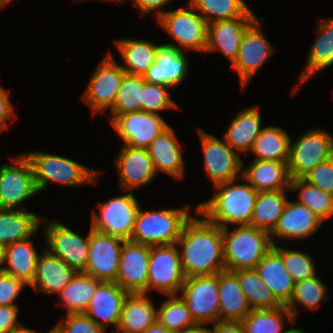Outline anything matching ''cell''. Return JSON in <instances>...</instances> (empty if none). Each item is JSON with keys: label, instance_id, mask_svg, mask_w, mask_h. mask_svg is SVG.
I'll list each match as a JSON object with an SVG mask.
<instances>
[{"label": "cell", "instance_id": "cell-1", "mask_svg": "<svg viewBox=\"0 0 333 333\" xmlns=\"http://www.w3.org/2000/svg\"><path fill=\"white\" fill-rule=\"evenodd\" d=\"M202 218L192 217L186 222L176 245L180 251L181 268L185 278L216 275L224 270V241L222 228Z\"/></svg>", "mask_w": 333, "mask_h": 333}, {"label": "cell", "instance_id": "cell-2", "mask_svg": "<svg viewBox=\"0 0 333 333\" xmlns=\"http://www.w3.org/2000/svg\"><path fill=\"white\" fill-rule=\"evenodd\" d=\"M236 179L215 185V194L197 205V211L221 228L228 224L249 225L257 194L250 184H236Z\"/></svg>", "mask_w": 333, "mask_h": 333}, {"label": "cell", "instance_id": "cell-3", "mask_svg": "<svg viewBox=\"0 0 333 333\" xmlns=\"http://www.w3.org/2000/svg\"><path fill=\"white\" fill-rule=\"evenodd\" d=\"M224 263L228 271L255 269L271 250L270 233L250 225L237 226L233 231L222 228Z\"/></svg>", "mask_w": 333, "mask_h": 333}, {"label": "cell", "instance_id": "cell-4", "mask_svg": "<svg viewBox=\"0 0 333 333\" xmlns=\"http://www.w3.org/2000/svg\"><path fill=\"white\" fill-rule=\"evenodd\" d=\"M138 209L130 241L149 245L177 244L186 222L192 217L188 206L158 211Z\"/></svg>", "mask_w": 333, "mask_h": 333}, {"label": "cell", "instance_id": "cell-5", "mask_svg": "<svg viewBox=\"0 0 333 333\" xmlns=\"http://www.w3.org/2000/svg\"><path fill=\"white\" fill-rule=\"evenodd\" d=\"M30 160L34 181L38 192L45 190L49 183H62L66 186L76 187L85 183H96L98 175L96 170L65 158L43 152H31L25 154Z\"/></svg>", "mask_w": 333, "mask_h": 333}, {"label": "cell", "instance_id": "cell-6", "mask_svg": "<svg viewBox=\"0 0 333 333\" xmlns=\"http://www.w3.org/2000/svg\"><path fill=\"white\" fill-rule=\"evenodd\" d=\"M188 4L187 7L165 11L157 21L180 47L171 43L168 45L181 51L193 49L206 52L208 23L198 12H194L195 8L190 3Z\"/></svg>", "mask_w": 333, "mask_h": 333}, {"label": "cell", "instance_id": "cell-7", "mask_svg": "<svg viewBox=\"0 0 333 333\" xmlns=\"http://www.w3.org/2000/svg\"><path fill=\"white\" fill-rule=\"evenodd\" d=\"M181 291L197 325L220 321L218 274L187 277Z\"/></svg>", "mask_w": 333, "mask_h": 333}, {"label": "cell", "instance_id": "cell-8", "mask_svg": "<svg viewBox=\"0 0 333 333\" xmlns=\"http://www.w3.org/2000/svg\"><path fill=\"white\" fill-rule=\"evenodd\" d=\"M333 157V137L326 131L311 130L290 142L288 169L291 179L303 178L309 171Z\"/></svg>", "mask_w": 333, "mask_h": 333}, {"label": "cell", "instance_id": "cell-9", "mask_svg": "<svg viewBox=\"0 0 333 333\" xmlns=\"http://www.w3.org/2000/svg\"><path fill=\"white\" fill-rule=\"evenodd\" d=\"M133 192L100 204V215L93 211L91 228L98 232L130 240L139 204Z\"/></svg>", "mask_w": 333, "mask_h": 333}, {"label": "cell", "instance_id": "cell-10", "mask_svg": "<svg viewBox=\"0 0 333 333\" xmlns=\"http://www.w3.org/2000/svg\"><path fill=\"white\" fill-rule=\"evenodd\" d=\"M184 281L178 246H151L147 292L152 288L165 296L177 295Z\"/></svg>", "mask_w": 333, "mask_h": 333}, {"label": "cell", "instance_id": "cell-11", "mask_svg": "<svg viewBox=\"0 0 333 333\" xmlns=\"http://www.w3.org/2000/svg\"><path fill=\"white\" fill-rule=\"evenodd\" d=\"M15 164L0 166V209H16L38 192L33 167L25 154L14 158Z\"/></svg>", "mask_w": 333, "mask_h": 333}, {"label": "cell", "instance_id": "cell-12", "mask_svg": "<svg viewBox=\"0 0 333 333\" xmlns=\"http://www.w3.org/2000/svg\"><path fill=\"white\" fill-rule=\"evenodd\" d=\"M198 133L203 149L205 171L214 186L235 180L242 175L243 161L224 138L219 140L202 129L198 130Z\"/></svg>", "mask_w": 333, "mask_h": 333}, {"label": "cell", "instance_id": "cell-13", "mask_svg": "<svg viewBox=\"0 0 333 333\" xmlns=\"http://www.w3.org/2000/svg\"><path fill=\"white\" fill-rule=\"evenodd\" d=\"M124 241L90 227L89 253L84 273L101 282H115Z\"/></svg>", "mask_w": 333, "mask_h": 333}, {"label": "cell", "instance_id": "cell-14", "mask_svg": "<svg viewBox=\"0 0 333 333\" xmlns=\"http://www.w3.org/2000/svg\"><path fill=\"white\" fill-rule=\"evenodd\" d=\"M125 74L110 53L100 62L82 97L93 114L112 108Z\"/></svg>", "mask_w": 333, "mask_h": 333}, {"label": "cell", "instance_id": "cell-15", "mask_svg": "<svg viewBox=\"0 0 333 333\" xmlns=\"http://www.w3.org/2000/svg\"><path fill=\"white\" fill-rule=\"evenodd\" d=\"M49 223L44 228L47 250L76 272H84L88 260L90 231L87 238H83L58 221Z\"/></svg>", "mask_w": 333, "mask_h": 333}, {"label": "cell", "instance_id": "cell-16", "mask_svg": "<svg viewBox=\"0 0 333 333\" xmlns=\"http://www.w3.org/2000/svg\"><path fill=\"white\" fill-rule=\"evenodd\" d=\"M111 125L124 141L123 145L133 148H147L169 126L159 113L145 111L119 115Z\"/></svg>", "mask_w": 333, "mask_h": 333}, {"label": "cell", "instance_id": "cell-17", "mask_svg": "<svg viewBox=\"0 0 333 333\" xmlns=\"http://www.w3.org/2000/svg\"><path fill=\"white\" fill-rule=\"evenodd\" d=\"M150 248L130 240L122 245L115 282L128 293H147Z\"/></svg>", "mask_w": 333, "mask_h": 333}, {"label": "cell", "instance_id": "cell-18", "mask_svg": "<svg viewBox=\"0 0 333 333\" xmlns=\"http://www.w3.org/2000/svg\"><path fill=\"white\" fill-rule=\"evenodd\" d=\"M260 25L259 20L256 19L246 29L236 61L232 64L238 73L242 89L274 51L266 37L263 36Z\"/></svg>", "mask_w": 333, "mask_h": 333}, {"label": "cell", "instance_id": "cell-19", "mask_svg": "<svg viewBox=\"0 0 333 333\" xmlns=\"http://www.w3.org/2000/svg\"><path fill=\"white\" fill-rule=\"evenodd\" d=\"M120 186L133 192L139 186L150 184L155 172L152 159L146 148H133L123 145L120 154L115 159ZM156 174V175H155Z\"/></svg>", "mask_w": 333, "mask_h": 333}, {"label": "cell", "instance_id": "cell-20", "mask_svg": "<svg viewBox=\"0 0 333 333\" xmlns=\"http://www.w3.org/2000/svg\"><path fill=\"white\" fill-rule=\"evenodd\" d=\"M188 59L184 51L166 44H160L157 49L156 61L143 74L146 82L177 87L184 81L188 73Z\"/></svg>", "mask_w": 333, "mask_h": 333}, {"label": "cell", "instance_id": "cell-21", "mask_svg": "<svg viewBox=\"0 0 333 333\" xmlns=\"http://www.w3.org/2000/svg\"><path fill=\"white\" fill-rule=\"evenodd\" d=\"M127 295L128 292L116 282H101L84 313L104 330L108 325H115L118 328L123 302Z\"/></svg>", "mask_w": 333, "mask_h": 333}, {"label": "cell", "instance_id": "cell-22", "mask_svg": "<svg viewBox=\"0 0 333 333\" xmlns=\"http://www.w3.org/2000/svg\"><path fill=\"white\" fill-rule=\"evenodd\" d=\"M323 220L318 217L305 205L287 201L284 211L280 216L275 228L270 233L271 242L272 236H278L287 239H303L313 235L316 230L322 225Z\"/></svg>", "mask_w": 333, "mask_h": 333}, {"label": "cell", "instance_id": "cell-23", "mask_svg": "<svg viewBox=\"0 0 333 333\" xmlns=\"http://www.w3.org/2000/svg\"><path fill=\"white\" fill-rule=\"evenodd\" d=\"M257 18H235L208 24L206 52L219 50L233 64L246 29Z\"/></svg>", "mask_w": 333, "mask_h": 333}, {"label": "cell", "instance_id": "cell-24", "mask_svg": "<svg viewBox=\"0 0 333 333\" xmlns=\"http://www.w3.org/2000/svg\"><path fill=\"white\" fill-rule=\"evenodd\" d=\"M146 149L156 173L162 171L176 179L183 178V154L179 141L170 126L162 131Z\"/></svg>", "mask_w": 333, "mask_h": 333}, {"label": "cell", "instance_id": "cell-25", "mask_svg": "<svg viewBox=\"0 0 333 333\" xmlns=\"http://www.w3.org/2000/svg\"><path fill=\"white\" fill-rule=\"evenodd\" d=\"M38 256L36 271L32 282L28 285L38 292L59 294L77 273L60 258L44 249Z\"/></svg>", "mask_w": 333, "mask_h": 333}, {"label": "cell", "instance_id": "cell-26", "mask_svg": "<svg viewBox=\"0 0 333 333\" xmlns=\"http://www.w3.org/2000/svg\"><path fill=\"white\" fill-rule=\"evenodd\" d=\"M287 163L253 159L240 177L258 192L290 189L292 179Z\"/></svg>", "mask_w": 333, "mask_h": 333}, {"label": "cell", "instance_id": "cell-27", "mask_svg": "<svg viewBox=\"0 0 333 333\" xmlns=\"http://www.w3.org/2000/svg\"><path fill=\"white\" fill-rule=\"evenodd\" d=\"M255 270L277 301L286 306L292 297L295 281L286 270L281 255L272 247Z\"/></svg>", "mask_w": 333, "mask_h": 333}, {"label": "cell", "instance_id": "cell-28", "mask_svg": "<svg viewBox=\"0 0 333 333\" xmlns=\"http://www.w3.org/2000/svg\"><path fill=\"white\" fill-rule=\"evenodd\" d=\"M218 291L220 321L241 322L252 311L233 271L218 273Z\"/></svg>", "mask_w": 333, "mask_h": 333}, {"label": "cell", "instance_id": "cell-29", "mask_svg": "<svg viewBox=\"0 0 333 333\" xmlns=\"http://www.w3.org/2000/svg\"><path fill=\"white\" fill-rule=\"evenodd\" d=\"M157 321V309L146 293H128L116 328L120 333H143Z\"/></svg>", "mask_w": 333, "mask_h": 333}, {"label": "cell", "instance_id": "cell-30", "mask_svg": "<svg viewBox=\"0 0 333 333\" xmlns=\"http://www.w3.org/2000/svg\"><path fill=\"white\" fill-rule=\"evenodd\" d=\"M261 120L258 106L242 110L230 122L223 138L238 154H246L251 151L256 137L264 129L261 128Z\"/></svg>", "mask_w": 333, "mask_h": 333}, {"label": "cell", "instance_id": "cell-31", "mask_svg": "<svg viewBox=\"0 0 333 333\" xmlns=\"http://www.w3.org/2000/svg\"><path fill=\"white\" fill-rule=\"evenodd\" d=\"M43 220L26 208L0 209V244L7 246L31 238Z\"/></svg>", "mask_w": 333, "mask_h": 333}, {"label": "cell", "instance_id": "cell-32", "mask_svg": "<svg viewBox=\"0 0 333 333\" xmlns=\"http://www.w3.org/2000/svg\"><path fill=\"white\" fill-rule=\"evenodd\" d=\"M319 22L317 39L309 50L307 65L299 77L298 85L292 89V94L296 93L299 85L310 76L333 64V18Z\"/></svg>", "mask_w": 333, "mask_h": 333}, {"label": "cell", "instance_id": "cell-33", "mask_svg": "<svg viewBox=\"0 0 333 333\" xmlns=\"http://www.w3.org/2000/svg\"><path fill=\"white\" fill-rule=\"evenodd\" d=\"M115 42L121 58L126 64L120 66L127 74L143 76L156 61L159 45L155 43L126 38Z\"/></svg>", "mask_w": 333, "mask_h": 333}, {"label": "cell", "instance_id": "cell-34", "mask_svg": "<svg viewBox=\"0 0 333 333\" xmlns=\"http://www.w3.org/2000/svg\"><path fill=\"white\" fill-rule=\"evenodd\" d=\"M38 256L30 238L9 244L5 246L4 254V262L9 267L3 266L2 271L29 285L35 275Z\"/></svg>", "mask_w": 333, "mask_h": 333}, {"label": "cell", "instance_id": "cell-35", "mask_svg": "<svg viewBox=\"0 0 333 333\" xmlns=\"http://www.w3.org/2000/svg\"><path fill=\"white\" fill-rule=\"evenodd\" d=\"M285 190L290 189L258 192L249 225L271 233L288 201L285 197Z\"/></svg>", "mask_w": 333, "mask_h": 333}, {"label": "cell", "instance_id": "cell-36", "mask_svg": "<svg viewBox=\"0 0 333 333\" xmlns=\"http://www.w3.org/2000/svg\"><path fill=\"white\" fill-rule=\"evenodd\" d=\"M291 139L288 133L278 126H267L256 137L251 152L254 160L288 162Z\"/></svg>", "mask_w": 333, "mask_h": 333}, {"label": "cell", "instance_id": "cell-37", "mask_svg": "<svg viewBox=\"0 0 333 333\" xmlns=\"http://www.w3.org/2000/svg\"><path fill=\"white\" fill-rule=\"evenodd\" d=\"M101 283L91 275L77 272L70 283L58 294L63 300L67 314L84 313L95 294L97 286Z\"/></svg>", "mask_w": 333, "mask_h": 333}, {"label": "cell", "instance_id": "cell-38", "mask_svg": "<svg viewBox=\"0 0 333 333\" xmlns=\"http://www.w3.org/2000/svg\"><path fill=\"white\" fill-rule=\"evenodd\" d=\"M190 4L208 24L235 18H256L245 0H192Z\"/></svg>", "mask_w": 333, "mask_h": 333}, {"label": "cell", "instance_id": "cell-39", "mask_svg": "<svg viewBox=\"0 0 333 333\" xmlns=\"http://www.w3.org/2000/svg\"><path fill=\"white\" fill-rule=\"evenodd\" d=\"M283 314L291 326L296 323L292 313L283 305L274 309L252 310L241 321L244 333H285Z\"/></svg>", "mask_w": 333, "mask_h": 333}, {"label": "cell", "instance_id": "cell-40", "mask_svg": "<svg viewBox=\"0 0 333 333\" xmlns=\"http://www.w3.org/2000/svg\"><path fill=\"white\" fill-rule=\"evenodd\" d=\"M252 310L274 309L282 306L255 269L234 272Z\"/></svg>", "mask_w": 333, "mask_h": 333}, {"label": "cell", "instance_id": "cell-41", "mask_svg": "<svg viewBox=\"0 0 333 333\" xmlns=\"http://www.w3.org/2000/svg\"><path fill=\"white\" fill-rule=\"evenodd\" d=\"M145 80L141 75L125 74L111 108V122L119 115L142 111V88Z\"/></svg>", "mask_w": 333, "mask_h": 333}, {"label": "cell", "instance_id": "cell-42", "mask_svg": "<svg viewBox=\"0 0 333 333\" xmlns=\"http://www.w3.org/2000/svg\"><path fill=\"white\" fill-rule=\"evenodd\" d=\"M157 309V321L170 333L188 330L197 326L186 303L177 295H169Z\"/></svg>", "mask_w": 333, "mask_h": 333}, {"label": "cell", "instance_id": "cell-43", "mask_svg": "<svg viewBox=\"0 0 333 333\" xmlns=\"http://www.w3.org/2000/svg\"><path fill=\"white\" fill-rule=\"evenodd\" d=\"M290 190L299 191L298 203L305 205L323 221L333 215V195L324 192L303 178L292 179Z\"/></svg>", "mask_w": 333, "mask_h": 333}, {"label": "cell", "instance_id": "cell-44", "mask_svg": "<svg viewBox=\"0 0 333 333\" xmlns=\"http://www.w3.org/2000/svg\"><path fill=\"white\" fill-rule=\"evenodd\" d=\"M326 292V286L318 276L296 282L292 297L286 307L296 320L298 314L296 303L314 310L323 300L327 299Z\"/></svg>", "mask_w": 333, "mask_h": 333}, {"label": "cell", "instance_id": "cell-45", "mask_svg": "<svg viewBox=\"0 0 333 333\" xmlns=\"http://www.w3.org/2000/svg\"><path fill=\"white\" fill-rule=\"evenodd\" d=\"M273 248L281 255L284 266L295 283L317 275L310 255L301 251L285 249L276 244L273 245Z\"/></svg>", "mask_w": 333, "mask_h": 333}, {"label": "cell", "instance_id": "cell-46", "mask_svg": "<svg viewBox=\"0 0 333 333\" xmlns=\"http://www.w3.org/2000/svg\"><path fill=\"white\" fill-rule=\"evenodd\" d=\"M167 86L145 81L142 88V111L158 113L167 109H177L178 105L170 98Z\"/></svg>", "mask_w": 333, "mask_h": 333}, {"label": "cell", "instance_id": "cell-47", "mask_svg": "<svg viewBox=\"0 0 333 333\" xmlns=\"http://www.w3.org/2000/svg\"><path fill=\"white\" fill-rule=\"evenodd\" d=\"M59 323L55 327L61 333H105V330L85 313L67 314L66 319L62 318Z\"/></svg>", "mask_w": 333, "mask_h": 333}, {"label": "cell", "instance_id": "cell-48", "mask_svg": "<svg viewBox=\"0 0 333 333\" xmlns=\"http://www.w3.org/2000/svg\"><path fill=\"white\" fill-rule=\"evenodd\" d=\"M303 179L324 192L333 195V157L319 163Z\"/></svg>", "mask_w": 333, "mask_h": 333}, {"label": "cell", "instance_id": "cell-49", "mask_svg": "<svg viewBox=\"0 0 333 333\" xmlns=\"http://www.w3.org/2000/svg\"><path fill=\"white\" fill-rule=\"evenodd\" d=\"M26 285L25 281L0 271V305L17 306L13 301Z\"/></svg>", "mask_w": 333, "mask_h": 333}, {"label": "cell", "instance_id": "cell-50", "mask_svg": "<svg viewBox=\"0 0 333 333\" xmlns=\"http://www.w3.org/2000/svg\"><path fill=\"white\" fill-rule=\"evenodd\" d=\"M17 317L18 306L0 305V333H11L21 327Z\"/></svg>", "mask_w": 333, "mask_h": 333}, {"label": "cell", "instance_id": "cell-51", "mask_svg": "<svg viewBox=\"0 0 333 333\" xmlns=\"http://www.w3.org/2000/svg\"><path fill=\"white\" fill-rule=\"evenodd\" d=\"M8 92L0 85V128L2 130L8 128L7 120L14 117V109Z\"/></svg>", "mask_w": 333, "mask_h": 333}, {"label": "cell", "instance_id": "cell-52", "mask_svg": "<svg viewBox=\"0 0 333 333\" xmlns=\"http://www.w3.org/2000/svg\"><path fill=\"white\" fill-rule=\"evenodd\" d=\"M170 1L172 0H133L132 3L137 6L142 15L154 11L156 12V19H158L165 12L160 10L161 7L170 3Z\"/></svg>", "mask_w": 333, "mask_h": 333}, {"label": "cell", "instance_id": "cell-53", "mask_svg": "<svg viewBox=\"0 0 333 333\" xmlns=\"http://www.w3.org/2000/svg\"><path fill=\"white\" fill-rule=\"evenodd\" d=\"M210 333H244L241 322L217 321Z\"/></svg>", "mask_w": 333, "mask_h": 333}, {"label": "cell", "instance_id": "cell-54", "mask_svg": "<svg viewBox=\"0 0 333 333\" xmlns=\"http://www.w3.org/2000/svg\"><path fill=\"white\" fill-rule=\"evenodd\" d=\"M143 333H170L162 324L156 321L149 326Z\"/></svg>", "mask_w": 333, "mask_h": 333}, {"label": "cell", "instance_id": "cell-55", "mask_svg": "<svg viewBox=\"0 0 333 333\" xmlns=\"http://www.w3.org/2000/svg\"><path fill=\"white\" fill-rule=\"evenodd\" d=\"M175 333H210L209 329L203 327L202 325H197L194 328L188 329V330H183L180 332H175Z\"/></svg>", "mask_w": 333, "mask_h": 333}, {"label": "cell", "instance_id": "cell-56", "mask_svg": "<svg viewBox=\"0 0 333 333\" xmlns=\"http://www.w3.org/2000/svg\"><path fill=\"white\" fill-rule=\"evenodd\" d=\"M11 333H38V332H36V331H34V330H31V329H29V328H27V326H21V327H19V328H17V329H15L13 332H11ZM41 333V332H40Z\"/></svg>", "mask_w": 333, "mask_h": 333}, {"label": "cell", "instance_id": "cell-57", "mask_svg": "<svg viewBox=\"0 0 333 333\" xmlns=\"http://www.w3.org/2000/svg\"><path fill=\"white\" fill-rule=\"evenodd\" d=\"M4 254H5V246L0 244V271H2V267L4 265Z\"/></svg>", "mask_w": 333, "mask_h": 333}, {"label": "cell", "instance_id": "cell-58", "mask_svg": "<svg viewBox=\"0 0 333 333\" xmlns=\"http://www.w3.org/2000/svg\"><path fill=\"white\" fill-rule=\"evenodd\" d=\"M285 333H308V332H305L304 330L302 329H288Z\"/></svg>", "mask_w": 333, "mask_h": 333}, {"label": "cell", "instance_id": "cell-59", "mask_svg": "<svg viewBox=\"0 0 333 333\" xmlns=\"http://www.w3.org/2000/svg\"><path fill=\"white\" fill-rule=\"evenodd\" d=\"M12 0H0V7H4L6 6L9 2H11Z\"/></svg>", "mask_w": 333, "mask_h": 333}, {"label": "cell", "instance_id": "cell-60", "mask_svg": "<svg viewBox=\"0 0 333 333\" xmlns=\"http://www.w3.org/2000/svg\"><path fill=\"white\" fill-rule=\"evenodd\" d=\"M48 333H61L56 327H53Z\"/></svg>", "mask_w": 333, "mask_h": 333}, {"label": "cell", "instance_id": "cell-61", "mask_svg": "<svg viewBox=\"0 0 333 333\" xmlns=\"http://www.w3.org/2000/svg\"><path fill=\"white\" fill-rule=\"evenodd\" d=\"M107 1H114V2L121 3V2L124 1V0H107Z\"/></svg>", "mask_w": 333, "mask_h": 333}]
</instances>
